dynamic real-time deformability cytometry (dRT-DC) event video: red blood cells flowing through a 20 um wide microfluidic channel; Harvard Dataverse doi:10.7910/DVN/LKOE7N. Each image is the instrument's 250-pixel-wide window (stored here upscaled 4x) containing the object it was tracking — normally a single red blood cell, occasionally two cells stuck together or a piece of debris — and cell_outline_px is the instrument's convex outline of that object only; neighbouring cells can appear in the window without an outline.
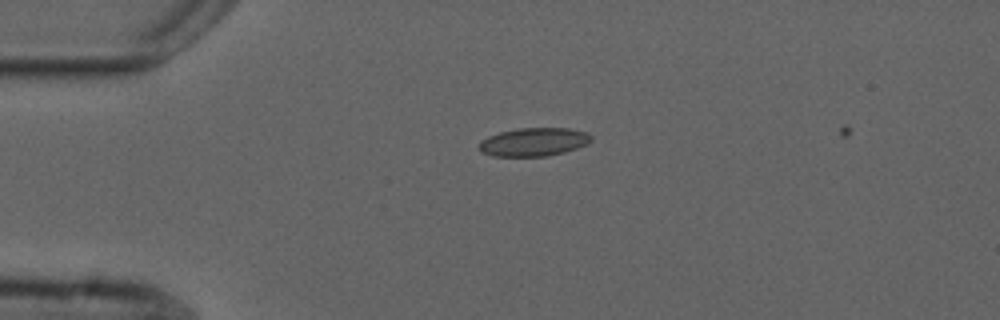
{"species": "common noctule bat (a hibernating species)", "species_latin": "Nyctalus noctula", "temperature_condition": "cold", "stored_images_in_passage": 40, "camera_frame_rate_fps": 3000, "um_per_image_px": 0.085, "animal": {"sex": "male", "forearm_length_mm": 52.5}, "frame": {"image": 1, "passage_image": 1, "time_ms": 0.0, "image_size_px": [1000, 320], "cell_outline_px": [[592, 140], [588, 144], [564, 152], [548, 156], [492, 156], [480, 152], [480, 140], [488, 136], [500, 132], [520, 128], [568, 128], [588, 132], [592, 136]], "centroid_in_image_um": [45.39, 12.06], "position_along_channel_um": 39.6, "area_um2": 18.61}}
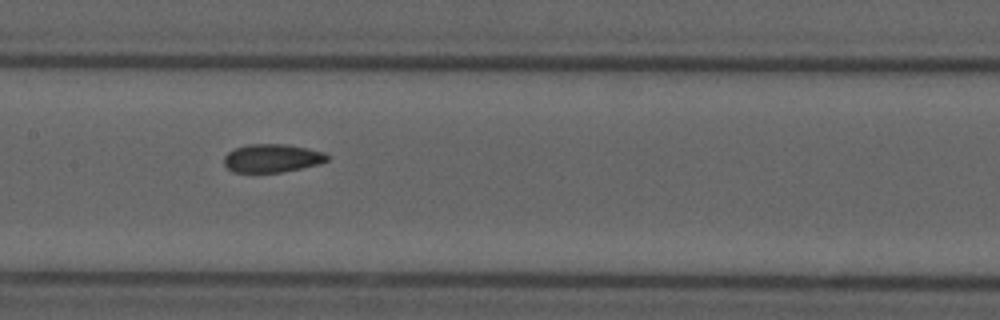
{"frame": {"image": 2, "passage_image": 15, "time_ms": 4.667, "image_size_px": [1000, 320], "cell_outline_px": [[328, 160], [320, 164], [280, 172], [232, 172], [224, 164], [224, 156], [228, 152], [236, 148], [248, 144], [284, 144], [324, 152], [328, 156]], "centroid_in_image_um": [23.1, 13.45], "position_along_channel_um": 184.3, "area_um2": 16.82}}
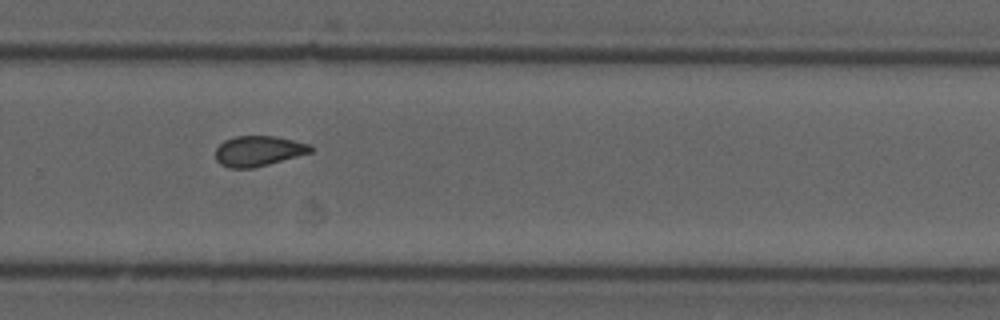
{"frame": {"image": 3, "passage_image": 25, "time_ms": 8.0, "image_size_px": [1000, 320], "cell_outline_px": [[312, 152], [268, 164], [252, 168], [228, 168], [220, 164], [216, 160], [216, 148], [224, 140], [236, 136], [276, 136], [308, 144], [312, 148]], "centroid_in_image_um": [21.93, 12.83], "position_along_channel_um": 307.9, "area_um2": 16.65}}